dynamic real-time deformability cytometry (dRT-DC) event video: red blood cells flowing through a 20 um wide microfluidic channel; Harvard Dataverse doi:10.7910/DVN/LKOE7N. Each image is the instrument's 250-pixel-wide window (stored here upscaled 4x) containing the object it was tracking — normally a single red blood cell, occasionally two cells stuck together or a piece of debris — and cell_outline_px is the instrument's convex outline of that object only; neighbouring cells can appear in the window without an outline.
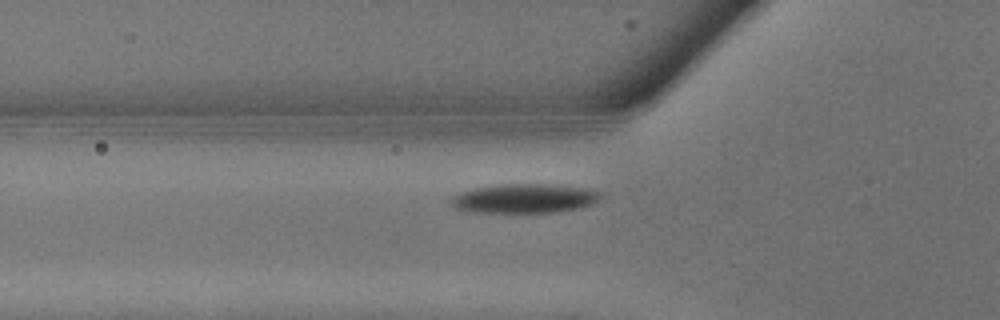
{"species": "common noctule bat (a hibernating species)", "species_latin": "Nyctalus noctula", "temperature_condition": "warm", "stored_images_in_passage": 9, "camera_frame_rate_fps": 3000, "um_per_image_px": 0.085, "animal": {"sex": "male", "body_mass_g": 13.3}, "frame": {"image": 1, "passage_image": 2, "time_ms": 0.333, "image_size_px": [1000, 320], "cell_outline_px": [[604, 196], [592, 204], [576, 208], [556, 212], [472, 212], [456, 208], [448, 200], [460, 192], [472, 188], [500, 184], [560, 184], [588, 188], [600, 192]], "centroid_in_image_um": [44.6, 16.85], "position_along_channel_um": 81.2, "area_um2": 25.66}}
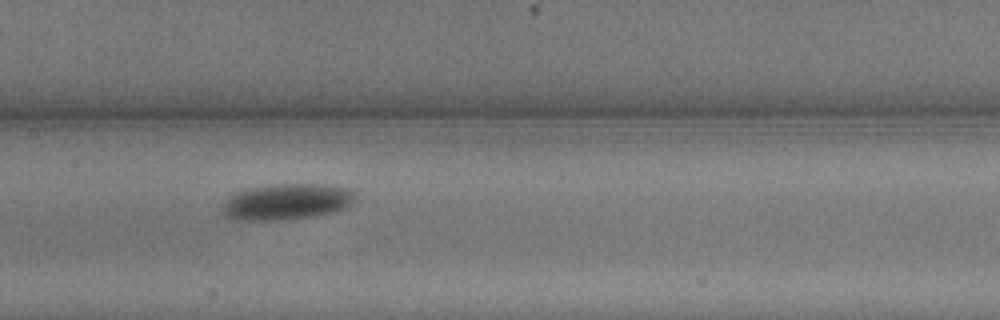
{"frame": {"image": 2, "passage_image": 6, "time_ms": 1.667, "image_size_px": [1000, 320], "cell_outline_px": [[356, 196], [352, 204], [348, 208], [336, 212], [312, 216], [284, 220], [232, 220], [224, 216], [220, 212], [220, 204], [232, 192], [244, 188], [272, 184], [324, 184], [352, 188], [356, 192]], "centroid_in_image_um": [24.32, 17.14], "position_along_channel_um": 183.1, "area_um2": 29.07}}
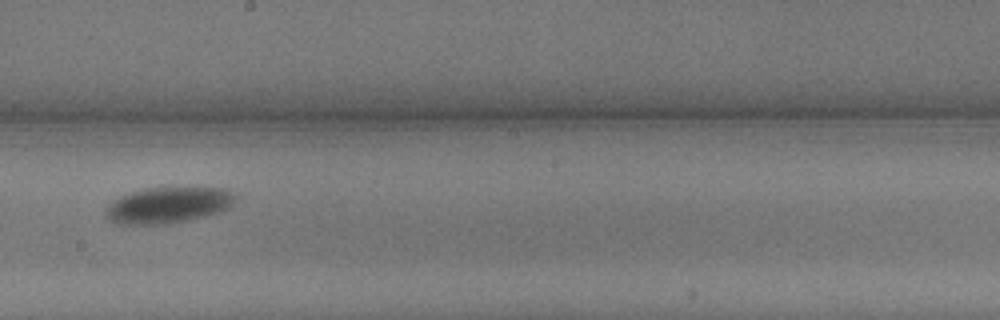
{"frame": {"image": 3, "passage_image": 8, "time_ms": 2.333, "image_size_px": [1000, 320], "cell_outline_px": [[236, 200], [228, 208], [220, 212], [188, 220], [168, 224], [116, 224], [108, 220], [104, 216], [104, 212], [108, 204], [120, 196], [132, 192], [148, 188], [224, 188], [236, 192]], "centroid_in_image_um": [14.29, 17.44], "position_along_channel_um": 233.9, "area_um2": 27.4}}